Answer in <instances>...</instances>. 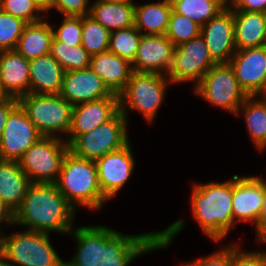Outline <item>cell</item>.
<instances>
[{
  "label": "cell",
  "mask_w": 266,
  "mask_h": 266,
  "mask_svg": "<svg viewBox=\"0 0 266 266\" xmlns=\"http://www.w3.org/2000/svg\"><path fill=\"white\" fill-rule=\"evenodd\" d=\"M200 33L201 26L199 24L172 9L165 36L175 47L199 36Z\"/></svg>",
  "instance_id": "cell-34"
},
{
  "label": "cell",
  "mask_w": 266,
  "mask_h": 266,
  "mask_svg": "<svg viewBox=\"0 0 266 266\" xmlns=\"http://www.w3.org/2000/svg\"><path fill=\"white\" fill-rule=\"evenodd\" d=\"M55 184L75 210L80 205L100 210L108 201L99 186L95 161L77 157L71 151L63 159Z\"/></svg>",
  "instance_id": "cell-3"
},
{
  "label": "cell",
  "mask_w": 266,
  "mask_h": 266,
  "mask_svg": "<svg viewBox=\"0 0 266 266\" xmlns=\"http://www.w3.org/2000/svg\"><path fill=\"white\" fill-rule=\"evenodd\" d=\"M37 7L42 11V14L46 11H51L54 0H32Z\"/></svg>",
  "instance_id": "cell-45"
},
{
  "label": "cell",
  "mask_w": 266,
  "mask_h": 266,
  "mask_svg": "<svg viewBox=\"0 0 266 266\" xmlns=\"http://www.w3.org/2000/svg\"><path fill=\"white\" fill-rule=\"evenodd\" d=\"M29 60L16 50L0 51V88L4 97L20 99L29 94Z\"/></svg>",
  "instance_id": "cell-21"
},
{
  "label": "cell",
  "mask_w": 266,
  "mask_h": 266,
  "mask_svg": "<svg viewBox=\"0 0 266 266\" xmlns=\"http://www.w3.org/2000/svg\"><path fill=\"white\" fill-rule=\"evenodd\" d=\"M191 193V211L202 232L210 240L222 241L233 229V178L224 182L194 184ZM233 227V228H232Z\"/></svg>",
  "instance_id": "cell-2"
},
{
  "label": "cell",
  "mask_w": 266,
  "mask_h": 266,
  "mask_svg": "<svg viewBox=\"0 0 266 266\" xmlns=\"http://www.w3.org/2000/svg\"><path fill=\"white\" fill-rule=\"evenodd\" d=\"M209 54L216 64H228L237 51L234 34V11L222 10L201 27Z\"/></svg>",
  "instance_id": "cell-15"
},
{
  "label": "cell",
  "mask_w": 266,
  "mask_h": 266,
  "mask_svg": "<svg viewBox=\"0 0 266 266\" xmlns=\"http://www.w3.org/2000/svg\"><path fill=\"white\" fill-rule=\"evenodd\" d=\"M19 104V100L12 97L0 98V137L4 131L10 112Z\"/></svg>",
  "instance_id": "cell-42"
},
{
  "label": "cell",
  "mask_w": 266,
  "mask_h": 266,
  "mask_svg": "<svg viewBox=\"0 0 266 266\" xmlns=\"http://www.w3.org/2000/svg\"><path fill=\"white\" fill-rule=\"evenodd\" d=\"M90 0H54L52 9L64 16H85L90 13ZM88 5V6H87Z\"/></svg>",
  "instance_id": "cell-40"
},
{
  "label": "cell",
  "mask_w": 266,
  "mask_h": 266,
  "mask_svg": "<svg viewBox=\"0 0 266 266\" xmlns=\"http://www.w3.org/2000/svg\"><path fill=\"white\" fill-rule=\"evenodd\" d=\"M130 142L95 160L99 186L103 196L110 200L123 188L133 173L135 160Z\"/></svg>",
  "instance_id": "cell-13"
},
{
  "label": "cell",
  "mask_w": 266,
  "mask_h": 266,
  "mask_svg": "<svg viewBox=\"0 0 266 266\" xmlns=\"http://www.w3.org/2000/svg\"><path fill=\"white\" fill-rule=\"evenodd\" d=\"M224 247L209 256L179 266H232V244Z\"/></svg>",
  "instance_id": "cell-39"
},
{
  "label": "cell",
  "mask_w": 266,
  "mask_h": 266,
  "mask_svg": "<svg viewBox=\"0 0 266 266\" xmlns=\"http://www.w3.org/2000/svg\"><path fill=\"white\" fill-rule=\"evenodd\" d=\"M1 97H4V96L2 95V91H1V88H0V98H1Z\"/></svg>",
  "instance_id": "cell-50"
},
{
  "label": "cell",
  "mask_w": 266,
  "mask_h": 266,
  "mask_svg": "<svg viewBox=\"0 0 266 266\" xmlns=\"http://www.w3.org/2000/svg\"><path fill=\"white\" fill-rule=\"evenodd\" d=\"M240 247L232 244V266H266V251L245 252Z\"/></svg>",
  "instance_id": "cell-38"
},
{
  "label": "cell",
  "mask_w": 266,
  "mask_h": 266,
  "mask_svg": "<svg viewBox=\"0 0 266 266\" xmlns=\"http://www.w3.org/2000/svg\"><path fill=\"white\" fill-rule=\"evenodd\" d=\"M109 3H122V4H134L132 0H101Z\"/></svg>",
  "instance_id": "cell-48"
},
{
  "label": "cell",
  "mask_w": 266,
  "mask_h": 266,
  "mask_svg": "<svg viewBox=\"0 0 266 266\" xmlns=\"http://www.w3.org/2000/svg\"><path fill=\"white\" fill-rule=\"evenodd\" d=\"M266 13L234 11V34L237 50L266 45Z\"/></svg>",
  "instance_id": "cell-24"
},
{
  "label": "cell",
  "mask_w": 266,
  "mask_h": 266,
  "mask_svg": "<svg viewBox=\"0 0 266 266\" xmlns=\"http://www.w3.org/2000/svg\"><path fill=\"white\" fill-rule=\"evenodd\" d=\"M110 31L89 14L82 17V47L92 56L109 49Z\"/></svg>",
  "instance_id": "cell-32"
},
{
  "label": "cell",
  "mask_w": 266,
  "mask_h": 266,
  "mask_svg": "<svg viewBox=\"0 0 266 266\" xmlns=\"http://www.w3.org/2000/svg\"><path fill=\"white\" fill-rule=\"evenodd\" d=\"M26 24L0 9V51L15 50Z\"/></svg>",
  "instance_id": "cell-35"
},
{
  "label": "cell",
  "mask_w": 266,
  "mask_h": 266,
  "mask_svg": "<svg viewBox=\"0 0 266 266\" xmlns=\"http://www.w3.org/2000/svg\"><path fill=\"white\" fill-rule=\"evenodd\" d=\"M50 54L59 62L65 72L85 69L90 66L91 55L82 45L72 46L57 41L53 37Z\"/></svg>",
  "instance_id": "cell-30"
},
{
  "label": "cell",
  "mask_w": 266,
  "mask_h": 266,
  "mask_svg": "<svg viewBox=\"0 0 266 266\" xmlns=\"http://www.w3.org/2000/svg\"><path fill=\"white\" fill-rule=\"evenodd\" d=\"M183 226H185L184 220L179 219L159 232L137 235L118 232L102 248V263L98 266H128L142 254L168 247L174 236L182 231Z\"/></svg>",
  "instance_id": "cell-4"
},
{
  "label": "cell",
  "mask_w": 266,
  "mask_h": 266,
  "mask_svg": "<svg viewBox=\"0 0 266 266\" xmlns=\"http://www.w3.org/2000/svg\"><path fill=\"white\" fill-rule=\"evenodd\" d=\"M218 3L223 9H229L231 0H212Z\"/></svg>",
  "instance_id": "cell-47"
},
{
  "label": "cell",
  "mask_w": 266,
  "mask_h": 266,
  "mask_svg": "<svg viewBox=\"0 0 266 266\" xmlns=\"http://www.w3.org/2000/svg\"><path fill=\"white\" fill-rule=\"evenodd\" d=\"M141 38L142 33L135 26L112 31L108 50L132 64Z\"/></svg>",
  "instance_id": "cell-33"
},
{
  "label": "cell",
  "mask_w": 266,
  "mask_h": 266,
  "mask_svg": "<svg viewBox=\"0 0 266 266\" xmlns=\"http://www.w3.org/2000/svg\"><path fill=\"white\" fill-rule=\"evenodd\" d=\"M171 11V0L144 5L135 3V27L142 35H165Z\"/></svg>",
  "instance_id": "cell-27"
},
{
  "label": "cell",
  "mask_w": 266,
  "mask_h": 266,
  "mask_svg": "<svg viewBox=\"0 0 266 266\" xmlns=\"http://www.w3.org/2000/svg\"><path fill=\"white\" fill-rule=\"evenodd\" d=\"M230 9L266 13V0H231Z\"/></svg>",
  "instance_id": "cell-41"
},
{
  "label": "cell",
  "mask_w": 266,
  "mask_h": 266,
  "mask_svg": "<svg viewBox=\"0 0 266 266\" xmlns=\"http://www.w3.org/2000/svg\"><path fill=\"white\" fill-rule=\"evenodd\" d=\"M30 184L18 161L0 160V199L13 212L21 206Z\"/></svg>",
  "instance_id": "cell-25"
},
{
  "label": "cell",
  "mask_w": 266,
  "mask_h": 266,
  "mask_svg": "<svg viewBox=\"0 0 266 266\" xmlns=\"http://www.w3.org/2000/svg\"><path fill=\"white\" fill-rule=\"evenodd\" d=\"M172 9L201 27L224 10L212 0H171Z\"/></svg>",
  "instance_id": "cell-31"
},
{
  "label": "cell",
  "mask_w": 266,
  "mask_h": 266,
  "mask_svg": "<svg viewBox=\"0 0 266 266\" xmlns=\"http://www.w3.org/2000/svg\"><path fill=\"white\" fill-rule=\"evenodd\" d=\"M118 111L119 96H109L73 106L70 130L65 136L66 142L69 145L78 135L109 121Z\"/></svg>",
  "instance_id": "cell-20"
},
{
  "label": "cell",
  "mask_w": 266,
  "mask_h": 266,
  "mask_svg": "<svg viewBox=\"0 0 266 266\" xmlns=\"http://www.w3.org/2000/svg\"><path fill=\"white\" fill-rule=\"evenodd\" d=\"M43 135L18 104L9 114L0 137V160L19 161Z\"/></svg>",
  "instance_id": "cell-12"
},
{
  "label": "cell",
  "mask_w": 266,
  "mask_h": 266,
  "mask_svg": "<svg viewBox=\"0 0 266 266\" xmlns=\"http://www.w3.org/2000/svg\"><path fill=\"white\" fill-rule=\"evenodd\" d=\"M174 50V44L165 35H142L132 69L135 72L167 75Z\"/></svg>",
  "instance_id": "cell-19"
},
{
  "label": "cell",
  "mask_w": 266,
  "mask_h": 266,
  "mask_svg": "<svg viewBox=\"0 0 266 266\" xmlns=\"http://www.w3.org/2000/svg\"><path fill=\"white\" fill-rule=\"evenodd\" d=\"M118 233L107 226H81L69 235L75 238L76 253L65 266H98L102 263V248Z\"/></svg>",
  "instance_id": "cell-18"
},
{
  "label": "cell",
  "mask_w": 266,
  "mask_h": 266,
  "mask_svg": "<svg viewBox=\"0 0 266 266\" xmlns=\"http://www.w3.org/2000/svg\"><path fill=\"white\" fill-rule=\"evenodd\" d=\"M61 137L43 136L19 159L31 183H55L69 145Z\"/></svg>",
  "instance_id": "cell-8"
},
{
  "label": "cell",
  "mask_w": 266,
  "mask_h": 266,
  "mask_svg": "<svg viewBox=\"0 0 266 266\" xmlns=\"http://www.w3.org/2000/svg\"><path fill=\"white\" fill-rule=\"evenodd\" d=\"M193 88L208 103L235 115L248 97L229 63L212 66Z\"/></svg>",
  "instance_id": "cell-10"
},
{
  "label": "cell",
  "mask_w": 266,
  "mask_h": 266,
  "mask_svg": "<svg viewBox=\"0 0 266 266\" xmlns=\"http://www.w3.org/2000/svg\"><path fill=\"white\" fill-rule=\"evenodd\" d=\"M90 5L89 15L110 32L135 26V4L97 0Z\"/></svg>",
  "instance_id": "cell-28"
},
{
  "label": "cell",
  "mask_w": 266,
  "mask_h": 266,
  "mask_svg": "<svg viewBox=\"0 0 266 266\" xmlns=\"http://www.w3.org/2000/svg\"><path fill=\"white\" fill-rule=\"evenodd\" d=\"M263 97H266V82H265V86H264V89H263Z\"/></svg>",
  "instance_id": "cell-49"
},
{
  "label": "cell",
  "mask_w": 266,
  "mask_h": 266,
  "mask_svg": "<svg viewBox=\"0 0 266 266\" xmlns=\"http://www.w3.org/2000/svg\"><path fill=\"white\" fill-rule=\"evenodd\" d=\"M216 65L201 34L175 47L173 62L167 77L171 84L195 81V86L207 71Z\"/></svg>",
  "instance_id": "cell-11"
},
{
  "label": "cell",
  "mask_w": 266,
  "mask_h": 266,
  "mask_svg": "<svg viewBox=\"0 0 266 266\" xmlns=\"http://www.w3.org/2000/svg\"><path fill=\"white\" fill-rule=\"evenodd\" d=\"M127 121L122 112L118 111L109 121L78 135L69 144V151L77 157L95 161L107 153L126 146L130 142Z\"/></svg>",
  "instance_id": "cell-9"
},
{
  "label": "cell",
  "mask_w": 266,
  "mask_h": 266,
  "mask_svg": "<svg viewBox=\"0 0 266 266\" xmlns=\"http://www.w3.org/2000/svg\"><path fill=\"white\" fill-rule=\"evenodd\" d=\"M75 212L55 183H31L14 212V224L30 231L69 234Z\"/></svg>",
  "instance_id": "cell-1"
},
{
  "label": "cell",
  "mask_w": 266,
  "mask_h": 266,
  "mask_svg": "<svg viewBox=\"0 0 266 266\" xmlns=\"http://www.w3.org/2000/svg\"><path fill=\"white\" fill-rule=\"evenodd\" d=\"M264 199V180L260 176H233L232 210L234 222L255 224ZM237 218V220H236Z\"/></svg>",
  "instance_id": "cell-17"
},
{
  "label": "cell",
  "mask_w": 266,
  "mask_h": 266,
  "mask_svg": "<svg viewBox=\"0 0 266 266\" xmlns=\"http://www.w3.org/2000/svg\"><path fill=\"white\" fill-rule=\"evenodd\" d=\"M48 233L25 230L0 236V251L18 266H65Z\"/></svg>",
  "instance_id": "cell-6"
},
{
  "label": "cell",
  "mask_w": 266,
  "mask_h": 266,
  "mask_svg": "<svg viewBox=\"0 0 266 266\" xmlns=\"http://www.w3.org/2000/svg\"><path fill=\"white\" fill-rule=\"evenodd\" d=\"M52 29L45 19L26 24L15 50L27 60L49 54L53 40Z\"/></svg>",
  "instance_id": "cell-26"
},
{
  "label": "cell",
  "mask_w": 266,
  "mask_h": 266,
  "mask_svg": "<svg viewBox=\"0 0 266 266\" xmlns=\"http://www.w3.org/2000/svg\"><path fill=\"white\" fill-rule=\"evenodd\" d=\"M0 9L28 23L42 20L41 10L32 0H0Z\"/></svg>",
  "instance_id": "cell-36"
},
{
  "label": "cell",
  "mask_w": 266,
  "mask_h": 266,
  "mask_svg": "<svg viewBox=\"0 0 266 266\" xmlns=\"http://www.w3.org/2000/svg\"><path fill=\"white\" fill-rule=\"evenodd\" d=\"M258 97V98H257ZM243 113L251 141L259 151L266 149V97L248 96L236 115Z\"/></svg>",
  "instance_id": "cell-29"
},
{
  "label": "cell",
  "mask_w": 266,
  "mask_h": 266,
  "mask_svg": "<svg viewBox=\"0 0 266 266\" xmlns=\"http://www.w3.org/2000/svg\"><path fill=\"white\" fill-rule=\"evenodd\" d=\"M171 84L167 75L133 71L124 90L119 94V111L128 120V111L136 110L151 123L165 99Z\"/></svg>",
  "instance_id": "cell-5"
},
{
  "label": "cell",
  "mask_w": 266,
  "mask_h": 266,
  "mask_svg": "<svg viewBox=\"0 0 266 266\" xmlns=\"http://www.w3.org/2000/svg\"><path fill=\"white\" fill-rule=\"evenodd\" d=\"M240 87L248 96L263 97L266 82V45L237 50L229 61Z\"/></svg>",
  "instance_id": "cell-14"
},
{
  "label": "cell",
  "mask_w": 266,
  "mask_h": 266,
  "mask_svg": "<svg viewBox=\"0 0 266 266\" xmlns=\"http://www.w3.org/2000/svg\"><path fill=\"white\" fill-rule=\"evenodd\" d=\"M256 241L260 244L266 242V179H264V199L258 221L256 223Z\"/></svg>",
  "instance_id": "cell-43"
},
{
  "label": "cell",
  "mask_w": 266,
  "mask_h": 266,
  "mask_svg": "<svg viewBox=\"0 0 266 266\" xmlns=\"http://www.w3.org/2000/svg\"><path fill=\"white\" fill-rule=\"evenodd\" d=\"M0 223L1 224H14V212L6 205L2 199H0ZM0 224V227H1ZM0 228V236L3 234Z\"/></svg>",
  "instance_id": "cell-44"
},
{
  "label": "cell",
  "mask_w": 266,
  "mask_h": 266,
  "mask_svg": "<svg viewBox=\"0 0 266 266\" xmlns=\"http://www.w3.org/2000/svg\"><path fill=\"white\" fill-rule=\"evenodd\" d=\"M89 67L101 77L108 89L116 95L124 90L133 73L132 64L129 61L109 50L92 55Z\"/></svg>",
  "instance_id": "cell-23"
},
{
  "label": "cell",
  "mask_w": 266,
  "mask_h": 266,
  "mask_svg": "<svg viewBox=\"0 0 266 266\" xmlns=\"http://www.w3.org/2000/svg\"><path fill=\"white\" fill-rule=\"evenodd\" d=\"M19 104L43 136L68 135L73 106L59 94L29 93L19 99Z\"/></svg>",
  "instance_id": "cell-7"
},
{
  "label": "cell",
  "mask_w": 266,
  "mask_h": 266,
  "mask_svg": "<svg viewBox=\"0 0 266 266\" xmlns=\"http://www.w3.org/2000/svg\"><path fill=\"white\" fill-rule=\"evenodd\" d=\"M0 266H18L0 251Z\"/></svg>",
  "instance_id": "cell-46"
},
{
  "label": "cell",
  "mask_w": 266,
  "mask_h": 266,
  "mask_svg": "<svg viewBox=\"0 0 266 266\" xmlns=\"http://www.w3.org/2000/svg\"><path fill=\"white\" fill-rule=\"evenodd\" d=\"M59 95L72 106L109 96H119L113 94L101 77L90 67L65 72Z\"/></svg>",
  "instance_id": "cell-16"
},
{
  "label": "cell",
  "mask_w": 266,
  "mask_h": 266,
  "mask_svg": "<svg viewBox=\"0 0 266 266\" xmlns=\"http://www.w3.org/2000/svg\"><path fill=\"white\" fill-rule=\"evenodd\" d=\"M29 73V93H60L65 71L50 53L29 60Z\"/></svg>",
  "instance_id": "cell-22"
},
{
  "label": "cell",
  "mask_w": 266,
  "mask_h": 266,
  "mask_svg": "<svg viewBox=\"0 0 266 266\" xmlns=\"http://www.w3.org/2000/svg\"><path fill=\"white\" fill-rule=\"evenodd\" d=\"M53 37L60 42L78 46L82 42V16H65L57 29H52Z\"/></svg>",
  "instance_id": "cell-37"
}]
</instances>
